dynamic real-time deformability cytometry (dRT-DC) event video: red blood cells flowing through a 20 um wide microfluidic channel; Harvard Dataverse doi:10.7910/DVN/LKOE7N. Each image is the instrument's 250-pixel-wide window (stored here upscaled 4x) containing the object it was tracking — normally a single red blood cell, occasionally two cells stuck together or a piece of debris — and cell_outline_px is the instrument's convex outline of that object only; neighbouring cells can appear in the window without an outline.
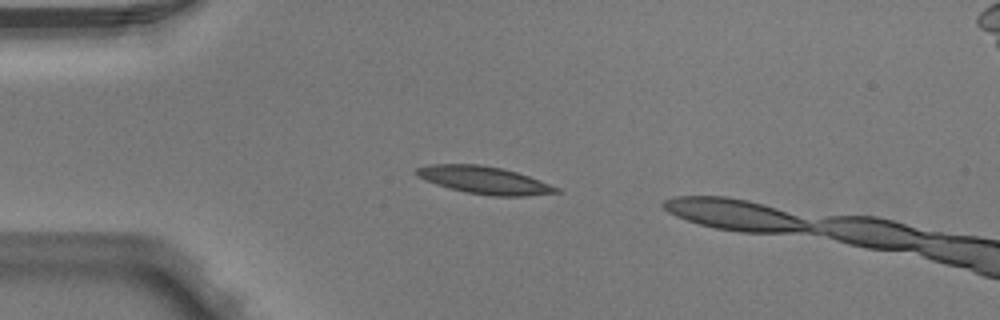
{"species": "Egyptian fruit bat (a non-hibernating species)", "species_latin": "Rousettus aegyptiacus", "temperature_condition": "warm", "stored_images_in_passage": 4, "camera_frame_rate_fps": 3000, "um_per_image_px": 0.085, "animal": {"sex": "male"}, "frame": {"image": 1, "passage_image": 2, "time_ms": 0.333, "image_size_px": [1000, 320], "cell_outline_px": [[564, 192], [524, 196], [492, 196], [464, 192], [436, 184], [416, 176], [412, 172], [416, 168], [428, 164], [480, 164], [504, 168], [528, 176], [560, 188]], "centroid_in_image_um": [41.15, 15.31], "position_along_channel_um": 43.9, "area_um2": 22.6}}
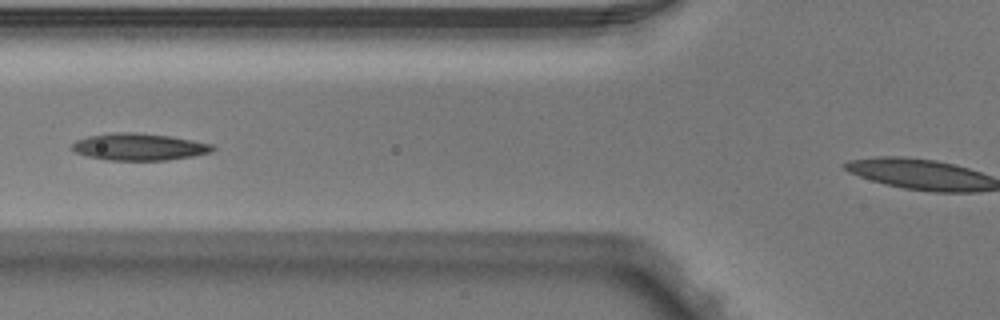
{"frame": {"image": 2, "passage_image": 4, "time_ms": 1.0, "image_size_px": [1000, 320], "cell_outline_px": [[216, 148], [212, 152], [192, 156], [164, 160], [108, 160], [88, 156], [76, 152], [72, 148], [72, 144], [76, 140], [88, 136], [112, 132], [136, 132], [168, 136], [192, 140], [212, 144]], "centroid_in_image_um": [11.82, 12.47], "position_along_channel_um": 114.0, "area_um2": 21.96}}